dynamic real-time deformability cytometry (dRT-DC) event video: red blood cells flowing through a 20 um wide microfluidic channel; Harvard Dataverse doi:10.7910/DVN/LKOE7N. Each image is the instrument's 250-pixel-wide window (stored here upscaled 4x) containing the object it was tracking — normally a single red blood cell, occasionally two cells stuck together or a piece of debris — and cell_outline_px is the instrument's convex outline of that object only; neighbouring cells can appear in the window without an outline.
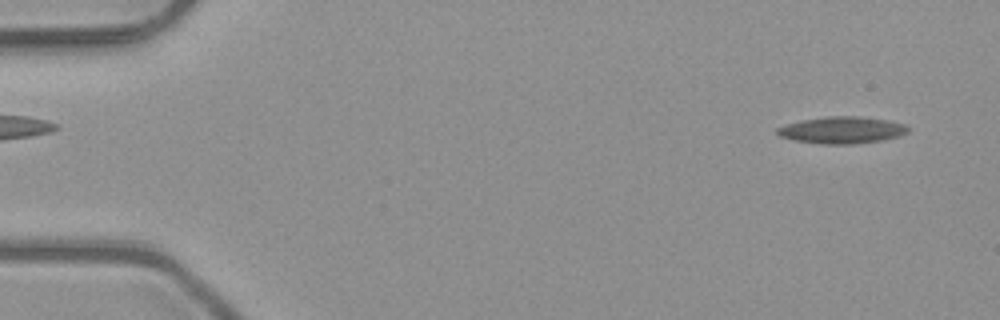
{"species": "common noctule bat (a hibernating species)", "species_latin": "Nyctalus noctula", "temperature_condition": "room temperature", "stored_images_in_passage": 3, "camera_frame_rate_fps": 3000, "um_per_image_px": 0.085, "animal": {"sex": "male", "body_mass_g": 23.1, "forearm_length_mm": 52.7}, "frame": {"image": 1, "passage_image": 1, "time_ms": 0.0, "image_size_px": [1000, 320], "cell_outline_px": [[908, 132], [900, 136], [884, 140], [852, 144], [820, 144], [796, 140], [780, 136], [776, 132], [776, 128], [788, 124], [804, 120], [828, 116], [856, 116], [884, 120], [904, 124], [908, 128]], "centroid_in_image_um": [71.58, 11.07], "position_along_channel_um": 13.4, "area_um2": 20.17}}